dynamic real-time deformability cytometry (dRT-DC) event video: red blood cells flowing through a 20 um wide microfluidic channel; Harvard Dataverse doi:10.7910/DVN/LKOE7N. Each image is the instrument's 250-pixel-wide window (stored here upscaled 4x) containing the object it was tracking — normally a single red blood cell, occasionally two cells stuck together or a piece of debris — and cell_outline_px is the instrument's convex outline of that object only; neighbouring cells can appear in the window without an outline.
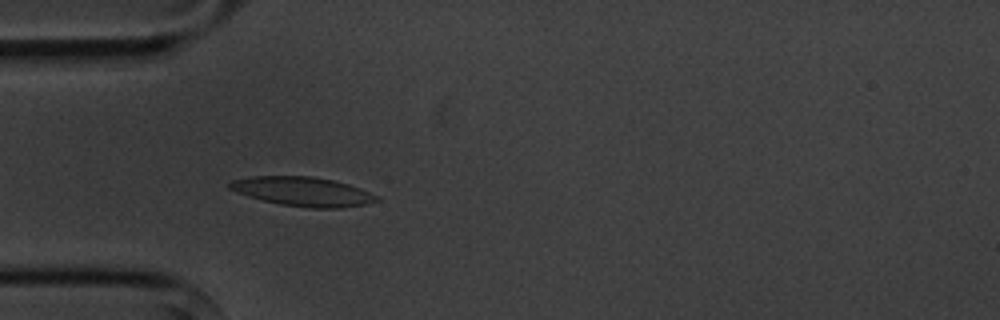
{"species": "common noctule bat (a hibernating species)", "species_latin": "Nyctalus noctula", "temperature_condition": "cold", "stored_images_in_passage": 4, "camera_frame_rate_fps": 3000, "um_per_image_px": 0.085, "animal": {"sex": "male", "body_mass_g": 20.1, "forearm_length_mm": 53.5}, "frame": {"image": 1, "passage_image": 4, "time_ms": 3.667, "image_size_px": [1000, 320], "cell_outline_px": [[380, 200], [368, 204], [340, 208], [308, 208], [280, 204], [248, 196], [236, 192], [228, 188], [228, 184], [232, 180], [252, 176], [312, 176], [332, 180], [348, 184], [360, 188], [376, 196]], "centroid_in_image_um": [25.72, 16.28], "position_along_channel_um": 59.3, "area_um2": 24.91}}